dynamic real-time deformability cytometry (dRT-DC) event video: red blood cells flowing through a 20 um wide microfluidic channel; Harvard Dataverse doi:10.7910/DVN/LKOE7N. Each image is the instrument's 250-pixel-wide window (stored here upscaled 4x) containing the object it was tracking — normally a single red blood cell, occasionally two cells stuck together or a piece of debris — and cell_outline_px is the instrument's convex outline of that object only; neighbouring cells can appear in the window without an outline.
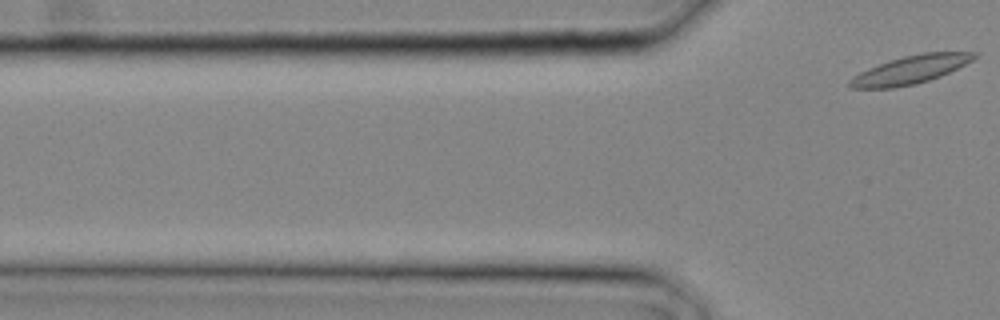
{"species": "common noctule bat (a hibernating species)", "species_latin": "Nyctalus noctula", "temperature_condition": "cold", "stored_images_in_passage": 3, "segment_of_instrument_passage": [2, 2], "camera_frame_rate_fps": 3000, "um_per_image_px": 0.085, "animal": {"sex": "male", "body_mass_g": 20.4}, "frame": {"image": 1, "passage_image": 3, "time_ms": 0.667, "image_size_px": [1000, 320], "cell_outline_px": [[976, 56], [972, 60], [940, 76], [916, 84], [892, 88], [852, 88], [848, 84], [848, 80], [852, 76], [868, 68], [904, 56], [924, 52], [976, 52]], "centroid_in_image_um": [77.34, 5.93], "position_along_channel_um": 48.5, "area_um2": 20.06}}